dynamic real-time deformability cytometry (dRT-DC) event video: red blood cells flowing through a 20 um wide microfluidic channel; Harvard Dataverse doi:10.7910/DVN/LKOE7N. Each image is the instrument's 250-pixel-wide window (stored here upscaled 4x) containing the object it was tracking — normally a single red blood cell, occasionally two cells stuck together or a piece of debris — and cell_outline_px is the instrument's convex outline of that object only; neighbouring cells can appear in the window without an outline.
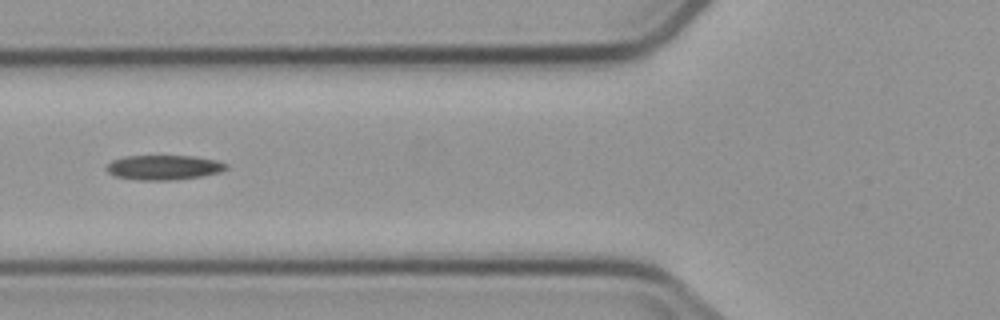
{"species": "common noctule bat (a hibernating species)", "species_latin": "Nyctalus noctula", "temperature_condition": "cold", "stored_images_in_passage": 5, "camera_frame_rate_fps": 3000, "um_per_image_px": 0.085, "animal": {"sex": "male", "body_mass_g": 23.1, "forearm_length_mm": 52.7}, "frame": {"image": 1, "passage_image": 3, "time_ms": 2.333, "image_size_px": [1000, 320], "cell_outline_px": [[228, 168], [220, 172], [200, 176], [172, 180], [140, 180], [116, 176], [108, 172], [108, 164], [112, 160], [124, 156], [196, 156], [216, 160], [228, 164]], "centroid_in_image_um": [13.95, 14.22], "position_along_channel_um": 111.8, "area_um2": 17.11}}
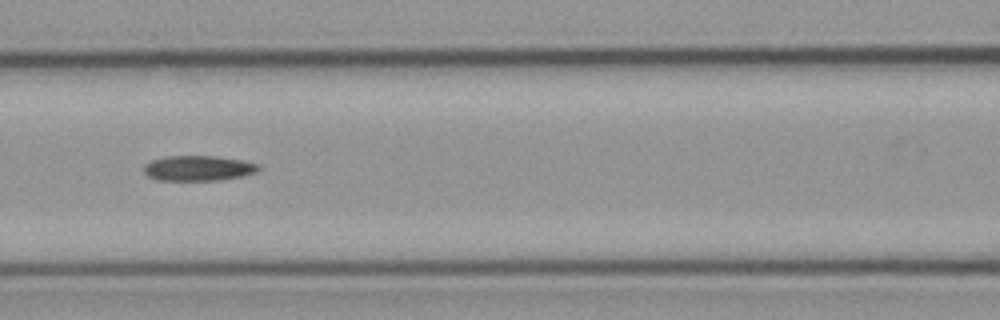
{"frame": {"image": 2, "passage_image": 4, "time_ms": 3.333, "image_size_px": [1000, 320], "cell_outline_px": [[260, 168], [256, 172], [240, 176], [220, 180], [156, 180], [148, 176], [144, 172], [144, 164], [152, 160], [168, 156], [212, 156], [240, 160], [260, 164]], "centroid_in_image_um": [16.83, 14.3], "position_along_channel_um": 149.8, "area_um2": 16.7}}
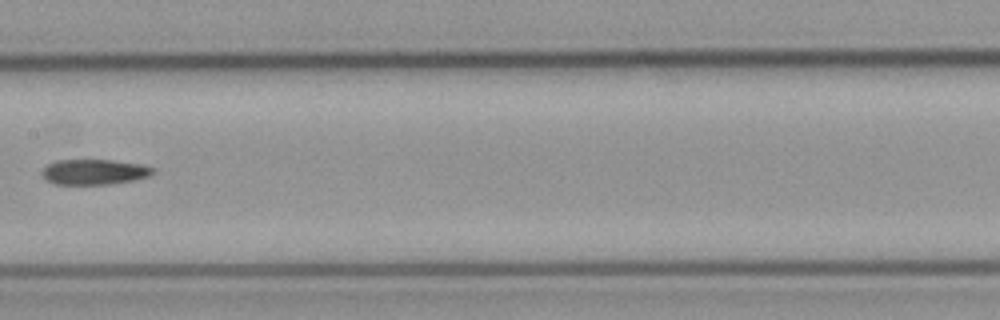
{"frame": {"image": 3, "passage_image": 5, "time_ms": 4.667, "image_size_px": [1000, 320], "cell_outline_px": [[156, 172], [148, 176], [132, 180], [108, 184], [56, 184], [48, 180], [40, 172], [48, 164], [56, 160], [112, 160], [140, 164], [156, 168]], "centroid_in_image_um": [8.03, 14.6], "position_along_channel_um": 199.4, "area_um2": 16.24}}